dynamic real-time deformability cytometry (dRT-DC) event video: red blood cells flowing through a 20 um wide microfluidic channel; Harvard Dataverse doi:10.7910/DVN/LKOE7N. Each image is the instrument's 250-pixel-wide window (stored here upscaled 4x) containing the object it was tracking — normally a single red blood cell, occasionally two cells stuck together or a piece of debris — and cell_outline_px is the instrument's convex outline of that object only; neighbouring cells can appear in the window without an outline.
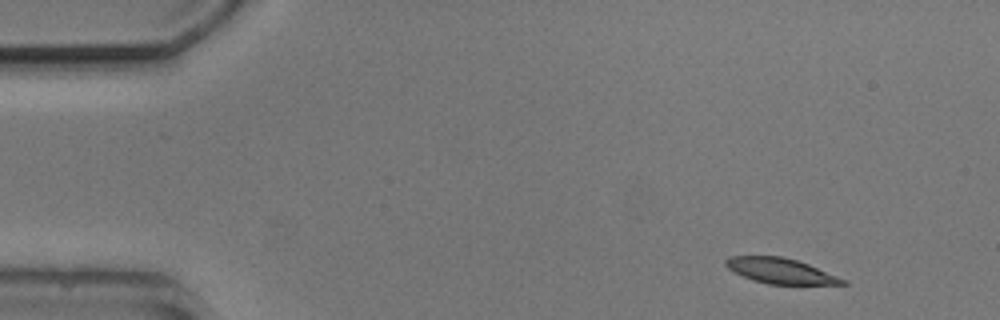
{"species": "common noctule bat (a hibernating species)", "species_latin": "Nyctalus noctula", "temperature_condition": "cold", "stored_images_in_passage": 3, "camera_frame_rate_fps": 3000, "um_per_image_px": 0.085, "animal": {"sex": "male", "body_mass_g": 20.5, "forearm_length_mm": 52.5}, "frame": {"image": 1, "passage_image": 1, "time_ms": 0.0, "image_size_px": [1000, 320], "cell_outline_px": [[848, 284], [768, 284], [752, 280], [728, 268], [724, 264], [724, 260], [728, 256], [780, 256], [796, 260], [808, 264], [848, 280]], "centroid_in_image_um": [66.34, 23.02], "position_along_channel_um": 18.7, "area_um2": 17.17}}